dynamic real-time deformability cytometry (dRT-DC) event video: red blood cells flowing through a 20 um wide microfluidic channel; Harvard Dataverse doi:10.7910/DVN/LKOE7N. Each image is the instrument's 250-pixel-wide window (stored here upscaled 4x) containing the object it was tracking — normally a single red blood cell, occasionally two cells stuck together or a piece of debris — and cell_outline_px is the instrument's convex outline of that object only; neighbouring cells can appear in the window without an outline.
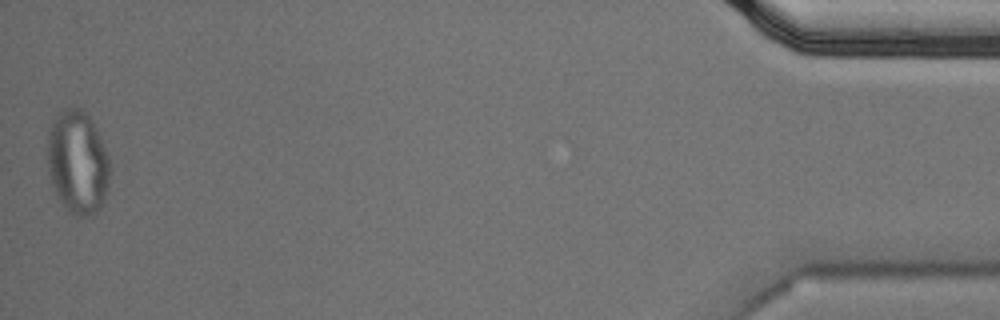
{"species": "Egyptian fruit bat (a non-hibernating species)", "species_latin": "Rousettus aegyptiacus", "temperature_condition": "cold", "stored_images_in_passage": 54, "segment_of_instrument_passage": [2, 2], "camera_frame_rate_fps": 3000, "um_per_image_px": 0.085, "animal": {"sex": "male"}, "frame": {"image": 1, "passage_image": 54, "time_ms": 17.667, "image_size_px": [1000, 320], "cell_outline_px": [[108, 184], [104, 200], [100, 208], [96, 212], [88, 216], [76, 216], [68, 212], [60, 200], [52, 184], [48, 168], [48, 136], [52, 124], [60, 112], [64, 108], [80, 108], [88, 116], [96, 128], [108, 156]], "centroid_in_image_um": [6.6, 13.82], "position_along_channel_um": 428.6, "area_um2": 36.99}}